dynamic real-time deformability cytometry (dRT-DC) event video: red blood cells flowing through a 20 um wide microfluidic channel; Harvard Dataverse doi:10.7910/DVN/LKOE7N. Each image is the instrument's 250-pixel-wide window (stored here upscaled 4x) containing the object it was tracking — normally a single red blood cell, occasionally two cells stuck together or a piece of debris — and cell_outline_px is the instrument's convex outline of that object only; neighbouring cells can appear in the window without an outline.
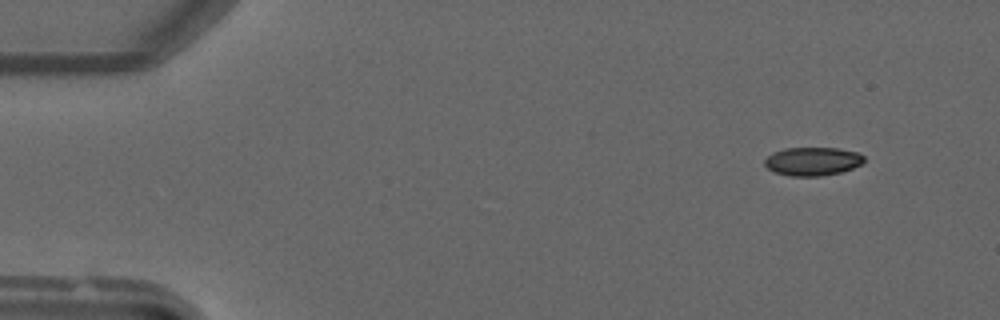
{"species": "common noctule bat (a hibernating species)", "species_latin": "Nyctalus noctula", "temperature_condition": "warm", "stored_images_in_passage": 50, "camera_frame_rate_fps": 3000, "um_per_image_px": 0.085, "animal": {"sex": "male", "forearm_length_mm": 52.5}, "frame": {"image": 1, "passage_image": 5, "time_ms": 1.333, "image_size_px": [1000, 320], "cell_outline_px": [[864, 160], [860, 164], [852, 168], [840, 172], [820, 176], [788, 176], [776, 172], [768, 168], [764, 164], [764, 160], [772, 152], [784, 148], [836, 148], [856, 152], [864, 156]], "centroid_in_image_um": [69.03, 13.71], "position_along_channel_um": 16.0, "area_um2": 16.36}}
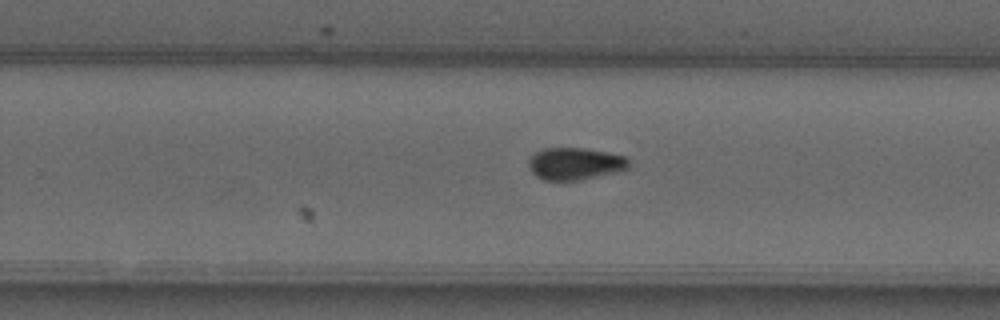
{"frame": {"image": 2, "passage_image": 32, "time_ms": 10.333, "image_size_px": [1000, 320], "cell_outline_px": [[628, 168], [624, 172], [580, 180], [544, 180], [536, 176], [528, 168], [528, 160], [536, 152], [544, 148], [584, 148], [608, 152], [624, 156], [628, 160]], "centroid_in_image_um": [48.91, 13.93], "position_along_channel_um": 280.9, "area_um2": 19.07}}
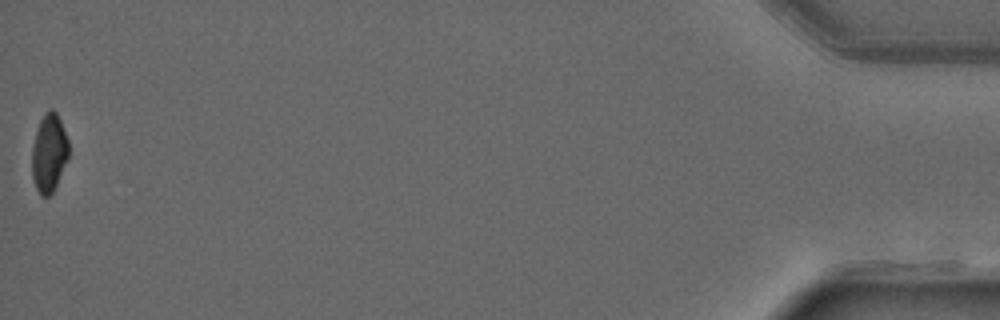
{"frame": {"image": 3, "passage_image": 50, "time_ms": 16.333, "image_size_px": [1000, 320], "cell_outline_px": [[68, 160], [52, 192], [48, 196], [40, 196], [36, 188], [32, 176], [32, 148], [36, 132], [40, 120], [44, 112], [48, 108], [52, 108], [56, 112], [60, 120], [68, 140]], "centroid_in_image_um": [4.16, 12.98], "position_along_channel_um": 431.0, "area_um2": 16.7}}